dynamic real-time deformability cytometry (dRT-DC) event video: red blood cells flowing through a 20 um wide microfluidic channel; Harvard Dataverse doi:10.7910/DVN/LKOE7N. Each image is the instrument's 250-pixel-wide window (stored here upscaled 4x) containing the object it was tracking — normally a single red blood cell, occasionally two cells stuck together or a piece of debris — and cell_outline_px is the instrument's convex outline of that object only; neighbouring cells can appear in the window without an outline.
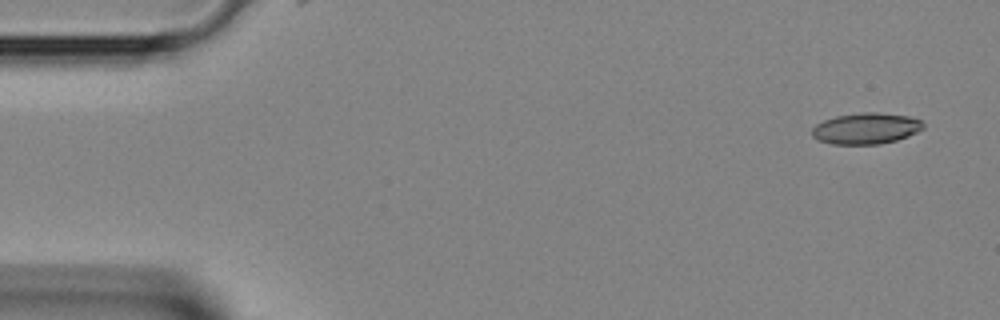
{"species": "Egyptian fruit bat (a non-hibernating species)", "species_latin": "Rousettus aegyptiacus", "temperature_condition": "room temperature", "stored_images_in_passage": 2, "segment_of_instrument_passage": [2, 2], "camera_frame_rate_fps": 3000, "um_per_image_px": 0.085, "animal": {"sex": "female"}, "frame": {"image": 1, "passage_image": 2, "time_ms": 0.333, "image_size_px": [1000, 320], "cell_outline_px": [[924, 128], [908, 136], [896, 140], [880, 144], [832, 144], [816, 140], [812, 136], [812, 128], [816, 124], [824, 120], [836, 116], [860, 112], [880, 112], [908, 116], [920, 120], [924, 124]], "centroid_in_image_um": [73.59, 10.91], "position_along_channel_um": 11.4, "area_um2": 20.29}}